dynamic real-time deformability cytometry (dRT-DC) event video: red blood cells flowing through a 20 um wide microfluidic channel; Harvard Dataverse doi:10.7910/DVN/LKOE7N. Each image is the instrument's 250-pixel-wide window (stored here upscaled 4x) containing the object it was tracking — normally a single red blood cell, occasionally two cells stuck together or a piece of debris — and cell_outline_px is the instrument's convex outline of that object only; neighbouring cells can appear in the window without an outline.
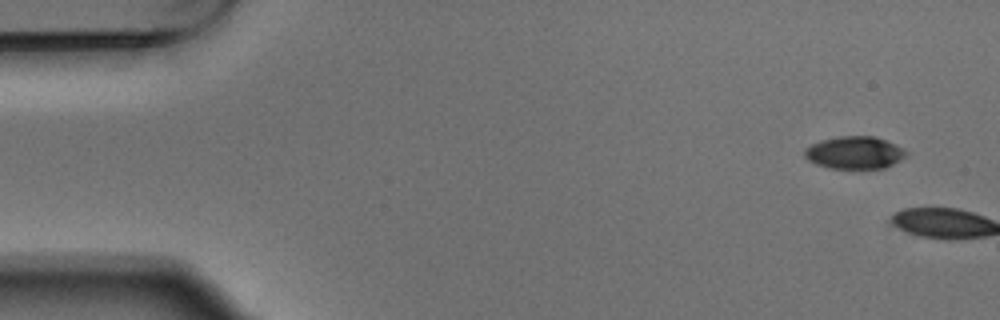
{"species": "Egyptian fruit bat (a non-hibernating species)", "species_latin": "Rousettus aegyptiacus", "temperature_condition": "warm", "stored_images_in_passage": 10, "camera_frame_rate_fps": 3000, "um_per_image_px": 0.085, "animal": {"sex": "male"}, "frame": {"image": 1, "passage_image": 1, "time_ms": 0.0, "image_size_px": [1000, 320], "cell_outline_px": [[908, 152], [900, 160], [884, 168], [832, 168], [816, 164], [808, 160], [804, 156], [804, 148], [820, 140], [840, 136], [876, 136]], "centroid_in_image_um": [72.58, 12.97], "position_along_channel_um": 12.4, "area_um2": 18.96}}
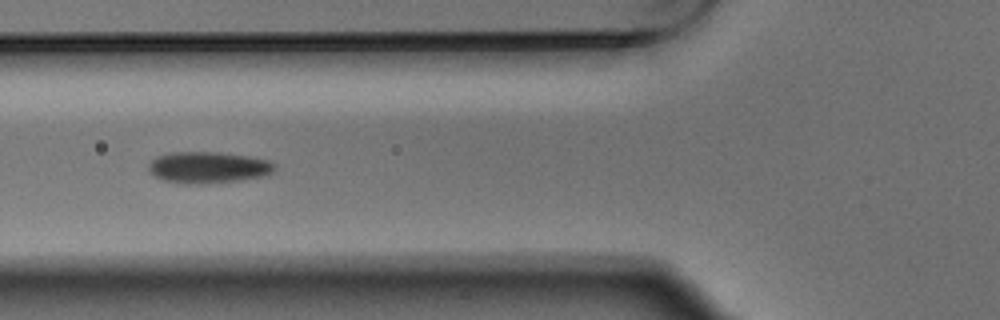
{"frame": {"image": 2, "passage_image": 6, "time_ms": 1.667, "image_size_px": [1000, 320], "cell_outline_px": [[276, 168], [272, 172], [260, 176], [244, 180], [204, 184], [184, 184], [164, 180], [148, 172], [148, 164], [156, 156], [172, 152], [216, 152], [248, 156], [268, 160], [276, 164]], "centroid_in_image_um": [17.68, 14.23], "position_along_channel_um": 108.1, "area_um2": 23.24}}
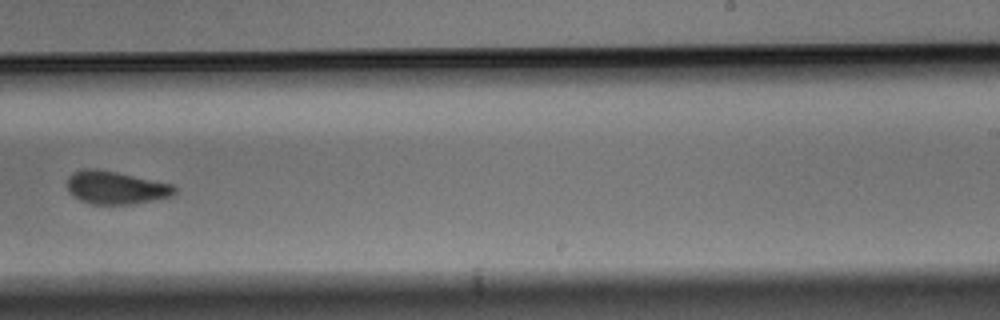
{"frame": {"image": 3, "passage_image": 10, "time_ms": 3.0, "image_size_px": [1000, 320], "cell_outline_px": [[176, 192], [172, 196], [132, 204], [92, 204], [80, 200], [68, 188], [68, 176], [72, 172], [84, 168], [96, 168], [116, 172], [172, 184], [176, 188]], "centroid_in_image_um": [9.84, 15.94], "position_along_channel_um": 279.2, "area_um2": 20.4}}